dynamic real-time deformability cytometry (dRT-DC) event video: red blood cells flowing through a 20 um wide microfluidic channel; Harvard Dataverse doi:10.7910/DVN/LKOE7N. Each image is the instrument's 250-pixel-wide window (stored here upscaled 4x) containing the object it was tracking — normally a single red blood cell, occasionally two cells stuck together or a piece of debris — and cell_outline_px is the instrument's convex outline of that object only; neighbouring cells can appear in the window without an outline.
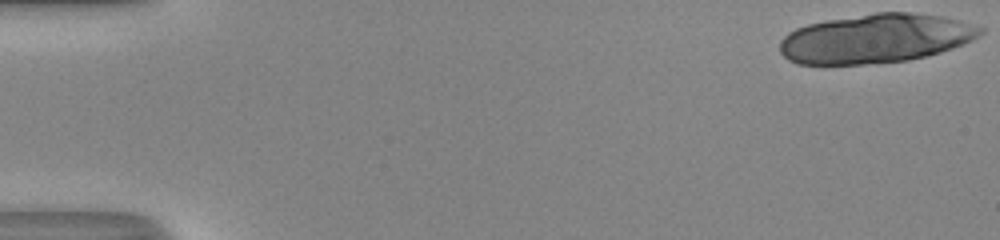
{"species": "human", "species_latin": "Homo sapiens", "temperature_condition": "room temperature", "stored_images_in_passage": 19, "camera_frame_rate_fps": 3000, "um_per_image_px": 0.085, "donor": {"sex": "male"}, "frame": {"image": 1, "passage_image": 1, "time_ms": 0.0, "image_size_px": [1000, 240], "cell_outline_px": [[984, 32], [980, 36], [972, 40], [952, 48], [940, 52], [908, 60], [860, 64], [796, 64], [788, 60], [780, 52], [780, 40], [788, 32], [796, 28], [808, 24], [828, 20], [876, 12], [912, 12], [944, 16], [984, 28]], "centroid_in_image_um": [74.42, 3.27], "position_along_channel_um": 10.6, "area_um2": 57.22}}